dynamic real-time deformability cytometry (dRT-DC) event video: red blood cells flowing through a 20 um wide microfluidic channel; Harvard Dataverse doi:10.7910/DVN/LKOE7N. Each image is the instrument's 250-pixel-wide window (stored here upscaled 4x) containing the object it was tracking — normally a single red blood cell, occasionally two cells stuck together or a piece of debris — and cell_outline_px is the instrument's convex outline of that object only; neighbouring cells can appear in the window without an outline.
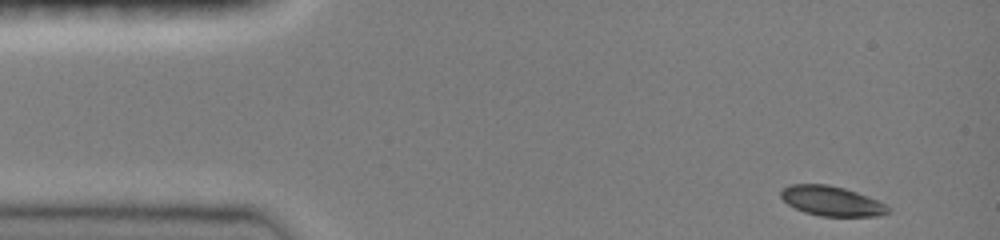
{"species": "common noctule bat (a hibernating species)", "species_latin": "Nyctalus noctula", "temperature_condition": "room temperature", "stored_images_in_passage": 43, "camera_frame_rate_fps": 3000, "um_per_image_px": 0.085, "animal": {"sex": "female", "body_mass_g": 19.0, "forearm_length_mm": 51.5}, "frame": {"image": 1, "passage_image": 1, "time_ms": 0.0, "image_size_px": [1000, 240], "cell_outline_px": [[892, 212], [880, 216], [820, 216], [804, 212], [788, 204], [780, 196], [780, 188], [788, 184], [828, 184], [844, 188], [856, 192], [876, 200], [892, 208]], "centroid_in_image_um": [70.68, 17.08], "position_along_channel_um": 14.3, "area_um2": 18.73}}
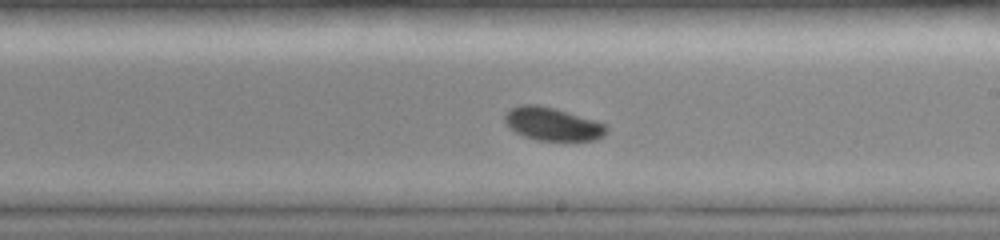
{"frame": {"image": 2, "passage_image": 25, "time_ms": 8.0, "image_size_px": [1000, 240], "cell_outline_px": [[608, 132], [604, 136], [596, 140], [536, 140], [524, 136], [516, 132], [504, 124], [504, 112], [520, 104], [540, 104], [556, 108], [596, 120], [608, 124]], "centroid_in_image_um": [46.98, 10.52], "position_along_channel_um": 242.0, "area_um2": 20.06}}
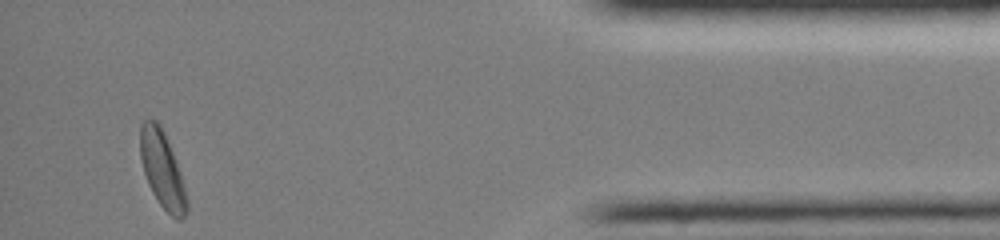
{"frame": {"image": 3, "passage_image": 42, "time_ms": 13.667, "image_size_px": [1000, 240], "cell_outline_px": [[188, 212], [180, 220], [176, 220], [160, 204], [152, 192], [148, 184], [140, 160], [140, 124], [144, 120], [156, 120], [160, 124], [164, 132], [180, 172], [188, 200]], "centroid_in_image_um": [13.79, 14.42], "position_along_channel_um": 421.4, "area_um2": 20.69}, "authors_computed_cell_mechanics": {"area_um2": 19.7098, "velocity_mm_per_s": 3.9926, "shape_relaxation_time_tau1_ms": 4.2252, "shape_relaxation_time_tau2_ms": null, "deformation_change_tau1": 0.0931, "deformation_change_tau2": null}}